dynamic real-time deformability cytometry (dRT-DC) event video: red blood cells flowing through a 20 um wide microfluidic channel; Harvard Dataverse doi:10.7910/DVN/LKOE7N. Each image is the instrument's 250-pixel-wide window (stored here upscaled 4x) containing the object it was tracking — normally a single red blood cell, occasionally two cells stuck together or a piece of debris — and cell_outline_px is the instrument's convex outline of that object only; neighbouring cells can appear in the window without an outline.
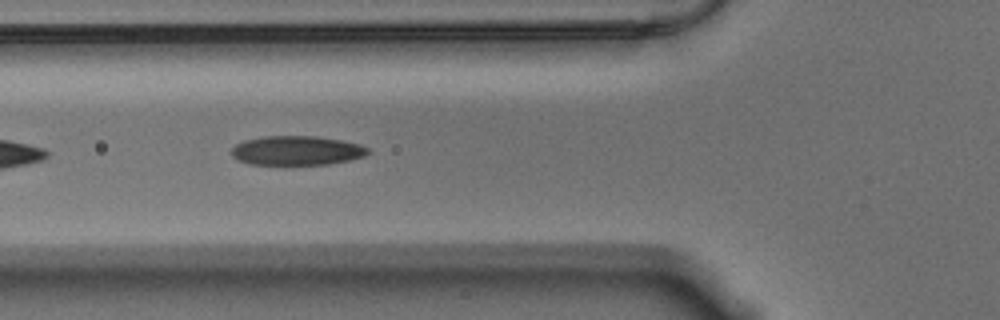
{"species": "Egyptian fruit bat (a non-hibernating species)", "species_latin": "Rousettus aegyptiacus", "temperature_condition": "warm", "stored_images_in_passage": 10, "camera_frame_rate_fps": 3000, "um_per_image_px": 0.085, "animal": {"sex": "male"}, "frame": {"image": 1, "passage_image": 6, "time_ms": 1.667, "image_size_px": [1000, 320], "cell_outline_px": [[372, 152], [364, 156], [348, 160], [328, 164], [248, 164], [236, 160], [232, 156], [232, 148], [236, 144], [244, 140], [264, 136], [316, 136], [340, 140], [360, 144], [368, 148]], "centroid_in_image_um": [25.21, 12.79], "position_along_channel_um": 100.6, "area_um2": 23.29}}